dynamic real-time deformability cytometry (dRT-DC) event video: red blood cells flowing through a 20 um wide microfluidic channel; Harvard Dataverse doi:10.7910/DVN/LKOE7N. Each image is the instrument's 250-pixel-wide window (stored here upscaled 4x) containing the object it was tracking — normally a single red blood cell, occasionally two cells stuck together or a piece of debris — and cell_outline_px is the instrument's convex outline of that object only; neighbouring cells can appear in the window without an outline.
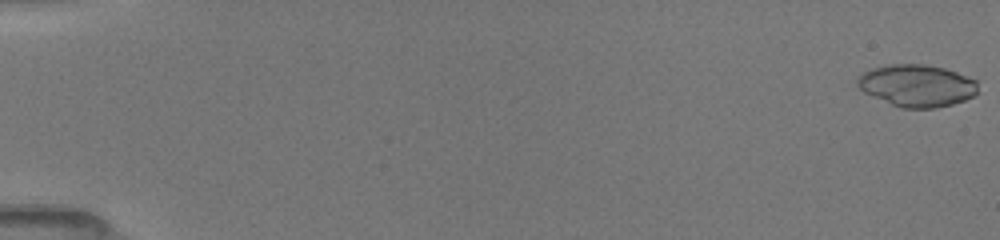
{"species": "common noctule bat (a hibernating species)", "species_latin": "Nyctalus noctula", "temperature_condition": "room temperature", "stored_images_in_passage": 51, "camera_frame_rate_fps": 3000, "um_per_image_px": 0.085, "animal": {"sex": "female", "body_mass_g": 19.5, "forearm_length_mm": 54.1}, "frame": {"image": 1, "passage_image": 1, "time_ms": 0.0, "image_size_px": [1000, 240], "cell_outline_px": [[976, 92], [972, 96], [964, 100], [952, 104], [936, 108], [900, 108], [872, 96], [864, 92], [856, 84], [856, 76], [872, 68], [892, 64], [924, 64], [944, 68], [956, 72], [976, 80]], "centroid_in_image_um": [77.89, 7.27], "position_along_channel_um": 7.1, "area_um2": 29.48}}